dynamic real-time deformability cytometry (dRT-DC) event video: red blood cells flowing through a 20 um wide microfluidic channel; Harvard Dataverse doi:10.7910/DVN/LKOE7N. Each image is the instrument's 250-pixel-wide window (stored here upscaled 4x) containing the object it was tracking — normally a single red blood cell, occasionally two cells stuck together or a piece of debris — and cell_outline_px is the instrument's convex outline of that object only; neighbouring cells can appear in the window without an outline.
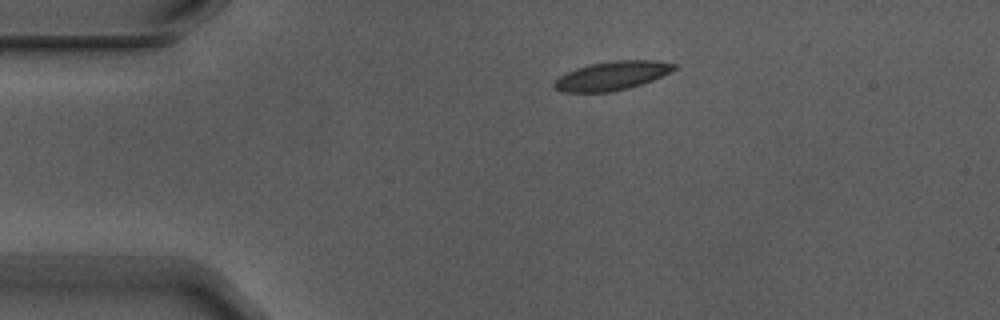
{"species": "Egyptian fruit bat (a non-hibernating species)", "species_latin": "Rousettus aegyptiacus", "temperature_condition": "warm", "stored_images_in_passage": 2, "camera_frame_rate_fps": 3000, "um_per_image_px": 0.085, "animal": {"sex": "male"}, "frame": {"image": 1, "passage_image": 1, "time_ms": 0.0, "image_size_px": [1000, 320], "cell_outline_px": [[676, 68], [652, 80], [628, 88], [612, 92], [560, 92], [552, 88], [552, 80], [576, 68], [588, 64], [616, 60], [656, 60], [676, 64]], "centroid_in_image_um": [51.93, 6.44], "position_along_channel_um": 33.1, "area_um2": 20.17}}